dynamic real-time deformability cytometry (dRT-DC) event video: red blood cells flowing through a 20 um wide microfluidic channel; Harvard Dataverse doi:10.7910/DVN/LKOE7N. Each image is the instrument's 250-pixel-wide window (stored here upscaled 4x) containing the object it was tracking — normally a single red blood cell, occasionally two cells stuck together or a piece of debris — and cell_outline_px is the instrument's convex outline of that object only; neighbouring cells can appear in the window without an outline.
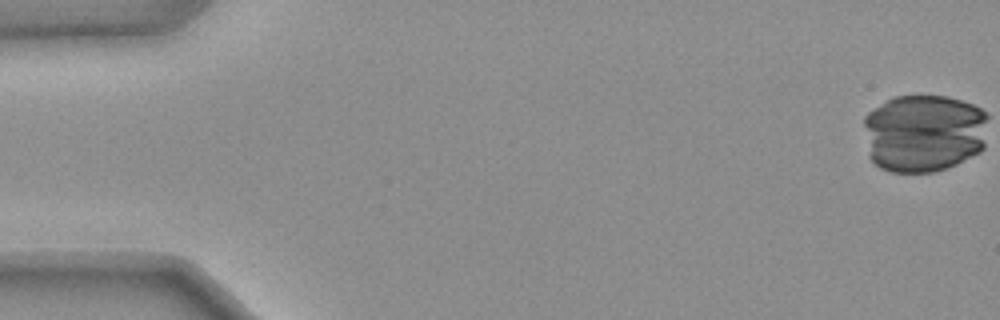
{"species": "common noctule bat (a hibernating species)", "species_latin": "Nyctalus noctula", "temperature_condition": "warm", "stored_images_in_passage": 13, "camera_frame_rate_fps": 3000, "um_per_image_px": 0.085, "animal": {"sex": "female", "body_mass_g": 25.1}, "frame": {"image": 1, "passage_image": 1, "time_ms": 0.0, "image_size_px": [1000, 320], "cell_outline_px": [[980, 148], [948, 164], [936, 168], [888, 168], [880, 164], [876, 160], [972, 140], [980, 144]], "centroid_in_image_um": [79.15, 13.3], "position_along_channel_um": 5.8, "area_um2": 10.75}}